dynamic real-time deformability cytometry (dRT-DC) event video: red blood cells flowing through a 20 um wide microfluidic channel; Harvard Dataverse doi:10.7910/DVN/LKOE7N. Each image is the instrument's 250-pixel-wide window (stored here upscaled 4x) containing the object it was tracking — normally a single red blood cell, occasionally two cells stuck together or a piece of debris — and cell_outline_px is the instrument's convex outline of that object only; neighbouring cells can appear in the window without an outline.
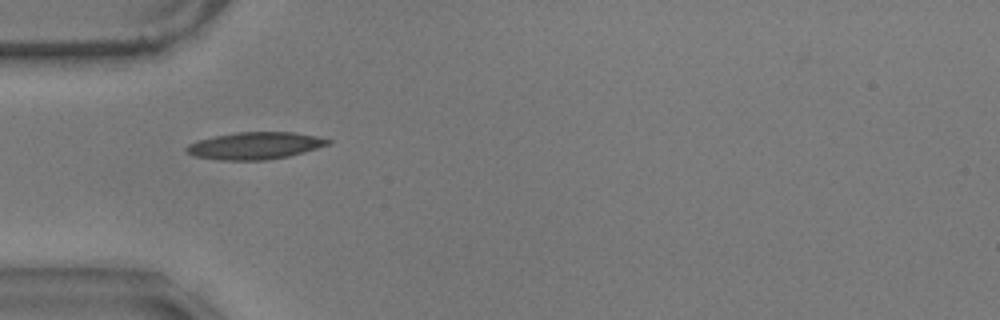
{"species": "common noctule bat (a hibernating species)", "species_latin": "Nyctalus noctula", "temperature_condition": "warm", "stored_images_in_passage": 40, "camera_frame_rate_fps": 3000, "um_per_image_px": 0.085, "animal": {"sex": "male", "body_mass_g": 17.9}, "frame": {"image": 1, "passage_image": 1, "time_ms": 0.0, "image_size_px": [1000, 320], "cell_outline_px": [[332, 144], [304, 152], [288, 156], [268, 160], [220, 160], [192, 156], [184, 152], [184, 148], [188, 144], [196, 140], [236, 132], [292, 132], [316, 136], [332, 140]], "centroid_in_image_um": [21.64, 12.39], "position_along_channel_um": 63.4, "area_um2": 22.6}}
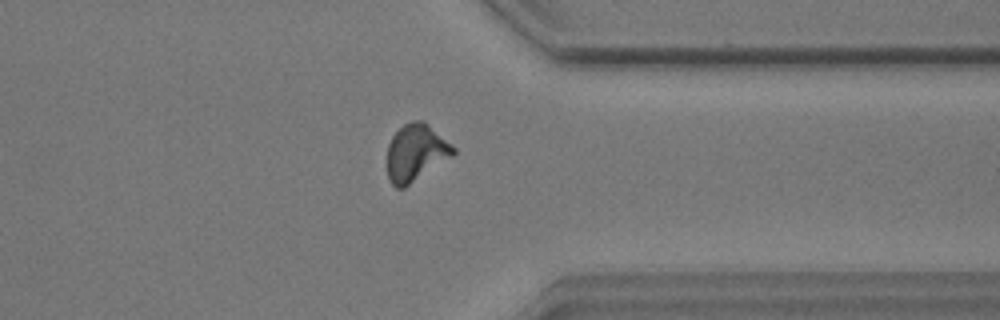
{"frame": {"image": 2, "passage_image": 28, "time_ms": 9.0, "image_size_px": [1000, 320], "cell_outline_px": [[456, 152], [452, 156], [404, 188], [396, 188], [388, 180], [388, 144], [392, 136], [404, 124], [412, 120], [424, 120], [452, 144], [456, 148]], "centroid_in_image_um": [35.35, 12.96], "position_along_channel_um": 376.0, "area_um2": 21.91}}
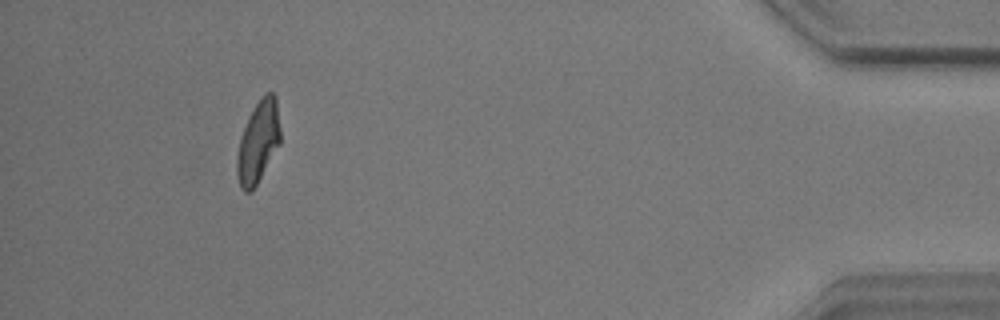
{"frame": {"image": 3, "passage_image": 36, "time_ms": 11.667, "image_size_px": [1000, 320], "cell_outline_px": [[280, 144], [252, 192], [244, 192], [240, 188], [236, 172], [236, 160], [240, 140], [248, 116], [264, 92], [272, 92], [276, 96], [280, 128]], "centroid_in_image_um": [21.95, 12.07], "position_along_channel_um": 413.3, "area_um2": 20.75}, "authors_computed_cell_mechanics": {"area_um2": 20.6635, "velocity_mm_per_s": 3.5302, "shape_relaxation_time_tau1_ms": 4.7191, "shape_relaxation_time_tau2_ms": 1.3516, "deformation_change_tau1": 0.1921, "deformation_change_tau2": 0.0899}}